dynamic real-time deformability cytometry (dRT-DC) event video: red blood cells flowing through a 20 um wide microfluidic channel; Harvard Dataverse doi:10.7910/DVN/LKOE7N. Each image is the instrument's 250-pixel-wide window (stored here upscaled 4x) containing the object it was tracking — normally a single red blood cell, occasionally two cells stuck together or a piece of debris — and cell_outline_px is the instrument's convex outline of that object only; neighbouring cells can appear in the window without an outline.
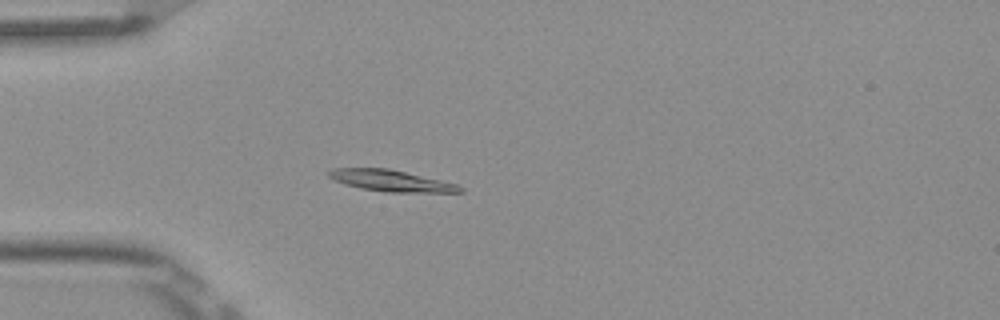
{"species": "Egyptian fruit bat (a non-hibernating species)", "species_latin": "Rousettus aegyptiacus", "temperature_condition": "room temperature", "stored_images_in_passage": 5, "camera_frame_rate_fps": 3000, "um_per_image_px": 0.085, "frame": {"image": 1, "passage_image": 5, "time_ms": 1.333, "image_size_px": [1000, 320], "cell_outline_px": [[464, 192], [388, 192], [360, 188], [344, 184], [328, 176], [328, 172], [332, 168], [388, 168], [440, 180], [456, 184], [464, 188]], "centroid_in_image_um": [33.23, 15.36], "position_along_channel_um": 51.8, "area_um2": 16.13}}